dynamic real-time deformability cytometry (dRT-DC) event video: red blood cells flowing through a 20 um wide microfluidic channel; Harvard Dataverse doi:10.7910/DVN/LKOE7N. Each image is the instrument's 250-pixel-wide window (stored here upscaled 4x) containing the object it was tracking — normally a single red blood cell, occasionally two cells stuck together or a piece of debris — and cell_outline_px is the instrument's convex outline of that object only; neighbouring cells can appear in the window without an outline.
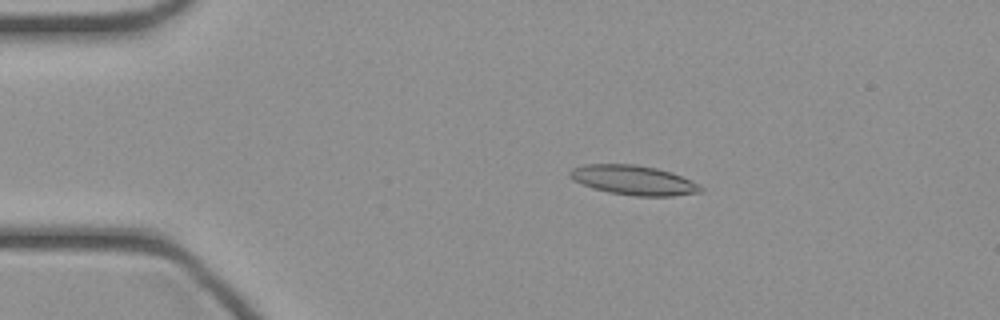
{"species": "common noctule bat (a hibernating species)", "species_latin": "Nyctalus noctula", "temperature_condition": "cold", "stored_images_in_passage": 46, "camera_frame_rate_fps": 3000, "um_per_image_px": 0.085, "animal": {"sex": "female", "body_mass_g": 21.9}, "frame": {"image": 1, "passage_image": 9, "time_ms": 2.667, "image_size_px": [1000, 320], "cell_outline_px": [[704, 192], [672, 196], [636, 196], [608, 192], [592, 188], [572, 180], [568, 176], [568, 172], [572, 168], [584, 164], [636, 164], [656, 168], [672, 172], [692, 180], [704, 188]], "centroid_in_image_um": [53.85, 15.31], "position_along_channel_um": 31.1, "area_um2": 22.83}}
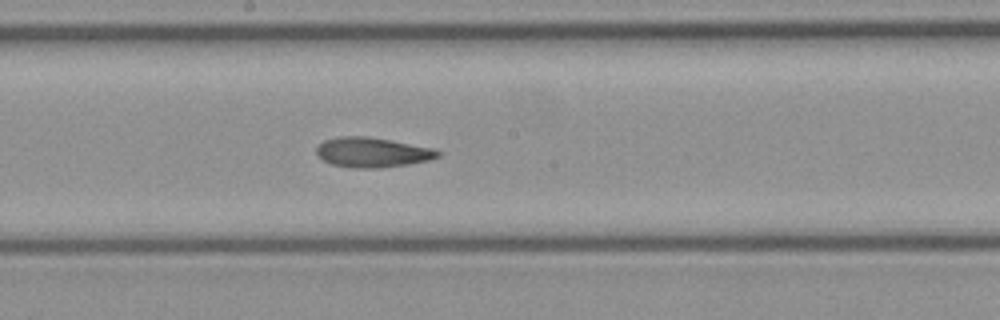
{"frame": {"image": 2, "passage_image": 25, "time_ms": 8.0, "image_size_px": [1000, 320], "cell_outline_px": [[440, 156], [432, 160], [408, 164], [380, 168], [348, 168], [332, 164], [324, 160], [316, 152], [316, 148], [324, 140], [340, 136], [368, 136], [436, 148], [440, 152]], "centroid_in_image_um": [31.69, 12.95], "position_along_channel_um": 216.5, "area_um2": 21.33}}
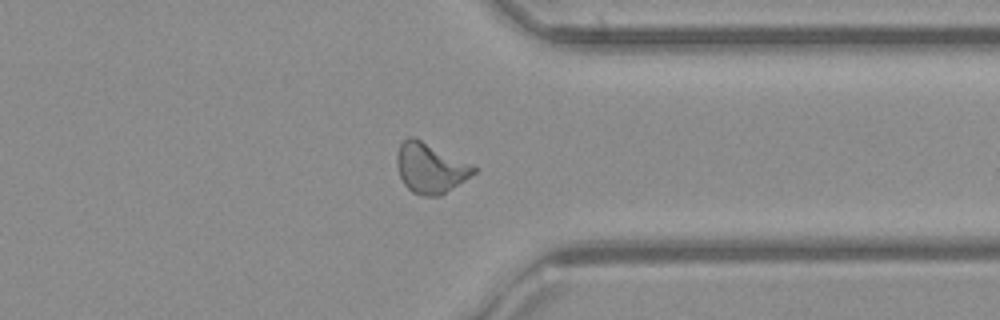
{"frame": {"image": 3, "passage_image": 36, "time_ms": 11.667, "image_size_px": [1000, 320], "cell_outline_px": [[480, 168], [476, 172], [440, 196], [420, 196], [412, 192], [404, 184], [400, 176], [396, 164], [396, 156], [400, 144], [408, 136], [416, 136]], "centroid_in_image_um": [36.57, 14.26], "position_along_channel_um": 374.8, "area_um2": 22.72}}